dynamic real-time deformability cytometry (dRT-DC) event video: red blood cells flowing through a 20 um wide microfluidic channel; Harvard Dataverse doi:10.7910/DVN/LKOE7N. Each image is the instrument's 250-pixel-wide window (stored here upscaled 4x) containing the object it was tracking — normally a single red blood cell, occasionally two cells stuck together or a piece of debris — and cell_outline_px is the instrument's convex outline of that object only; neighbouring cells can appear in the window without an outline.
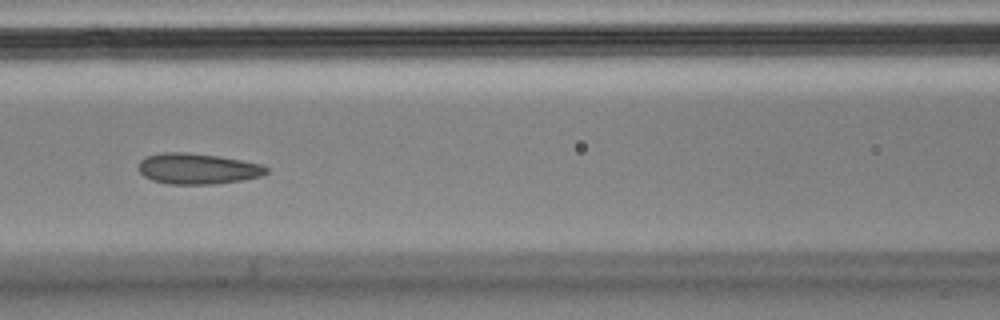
{"species": "Egyptian fruit bat (a non-hibernating species)", "species_latin": "Rousettus aegyptiacus", "temperature_condition": "cold", "stored_images_in_passage": 54, "camera_frame_rate_fps": 3000, "um_per_image_px": 0.085, "animal": {"sex": "male"}, "frame": {"image": 1, "passage_image": 23, "time_ms": 7.333, "image_size_px": [1000, 320], "cell_outline_px": [[268, 172], [260, 176], [244, 180], [216, 184], [168, 184], [152, 180], [144, 176], [136, 168], [140, 160], [144, 156], [164, 152], [184, 152], [216, 156], [240, 160], [260, 164], [268, 168]], "centroid_in_image_um": [16.74, 14.34], "position_along_channel_um": 149.9, "area_um2": 23.0}}
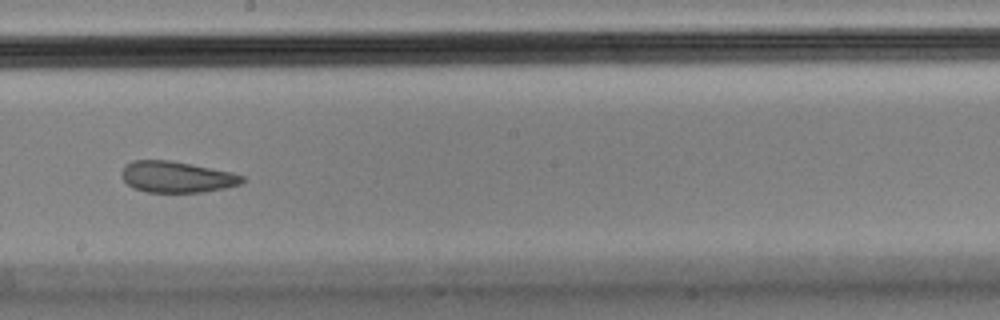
{"frame": {"image": 2, "passage_image": 30, "time_ms": 9.667, "image_size_px": [1000, 320], "cell_outline_px": [[244, 180], [240, 184], [224, 188], [204, 192], [148, 192], [132, 188], [120, 176], [120, 172], [124, 164], [132, 160], [168, 160], [192, 164], [232, 172], [244, 176]], "centroid_in_image_um": [14.97, 15.03], "position_along_channel_um": 233.2, "area_um2": 22.08}}
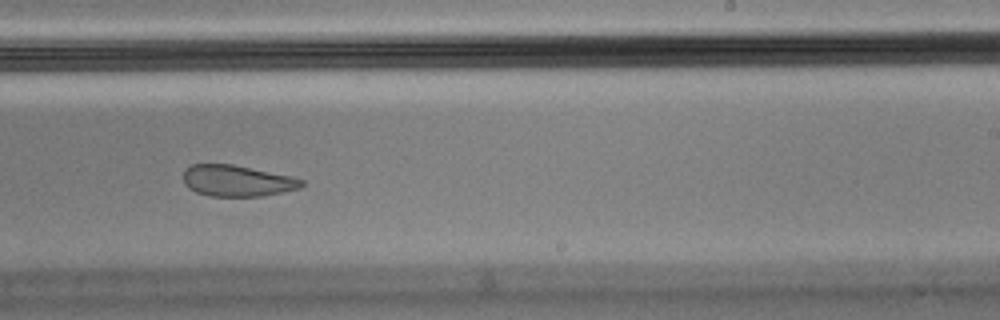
{"frame": {"image": 3, "passage_image": 33, "time_ms": 10.667, "image_size_px": [1000, 320], "cell_outline_px": [[304, 184], [300, 188], [260, 196], [208, 196], [196, 192], [188, 188], [184, 184], [184, 168], [192, 164], [232, 164], [292, 176], [304, 180]], "centroid_in_image_um": [20.13, 15.36], "position_along_channel_um": 268.9, "area_um2": 21.56}, "authors_computed_cell_mechanics": {"area_um2": 23.4379, "velocity_mm_per_s": 3.5754, "shape_relaxation_time_tau1_ms": null, "shape_relaxation_time_tau2_ms": 2.2326, "deformation_change_tau1": null, "deformation_change_tau2": 0.0694}}